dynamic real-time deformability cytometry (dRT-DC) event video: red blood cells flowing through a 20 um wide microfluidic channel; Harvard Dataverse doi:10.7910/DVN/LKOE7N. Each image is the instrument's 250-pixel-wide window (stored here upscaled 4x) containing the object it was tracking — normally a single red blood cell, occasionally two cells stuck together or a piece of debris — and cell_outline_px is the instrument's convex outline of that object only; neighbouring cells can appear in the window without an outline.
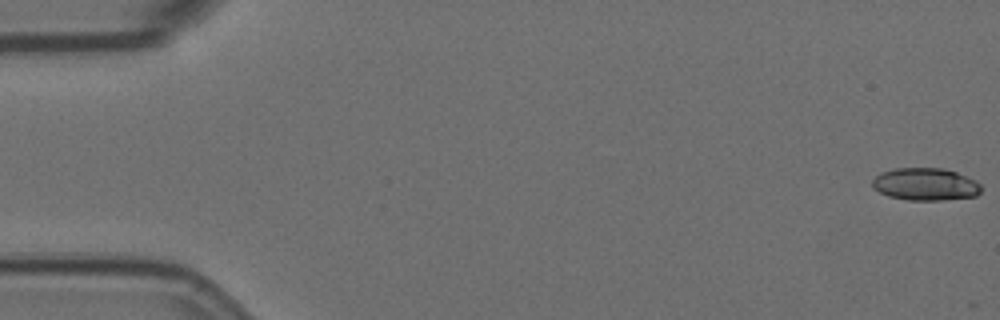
{"species": "Egyptian fruit bat (a non-hibernating species)", "species_latin": "Rousettus aegyptiacus", "temperature_condition": "room temperature", "stored_images_in_passage": 7, "camera_frame_rate_fps": 3000, "um_per_image_px": 0.085, "animal": {"sex": "female"}, "frame": {"image": 1, "passage_image": 1, "time_ms": 0.0, "image_size_px": [1000, 320], "cell_outline_px": [[980, 192], [976, 196], [944, 200], [908, 200], [888, 196], [872, 188], [872, 180], [880, 172], [896, 168], [944, 168], [956, 172], [976, 180], [980, 184]], "centroid_in_image_um": [78.65, 15.66], "position_along_channel_um": 6.4, "area_um2": 20.69}}
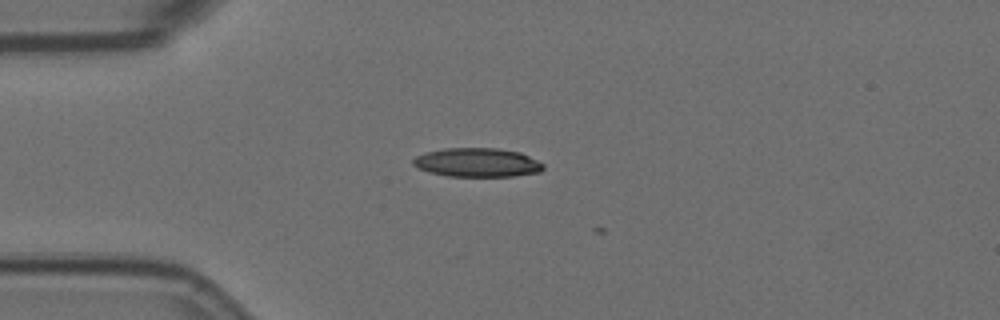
{"frame": {"image": 2, "passage_image": 5, "time_ms": 1.333, "image_size_px": [1000, 320], "cell_outline_px": [[544, 168], [540, 172], [512, 176], [448, 176], [428, 172], [412, 164], [412, 160], [416, 156], [424, 152], [444, 148], [496, 148], [520, 152], [544, 164]], "centroid_in_image_um": [40.54, 13.81], "position_along_channel_um": 44.5, "area_um2": 21.91}}